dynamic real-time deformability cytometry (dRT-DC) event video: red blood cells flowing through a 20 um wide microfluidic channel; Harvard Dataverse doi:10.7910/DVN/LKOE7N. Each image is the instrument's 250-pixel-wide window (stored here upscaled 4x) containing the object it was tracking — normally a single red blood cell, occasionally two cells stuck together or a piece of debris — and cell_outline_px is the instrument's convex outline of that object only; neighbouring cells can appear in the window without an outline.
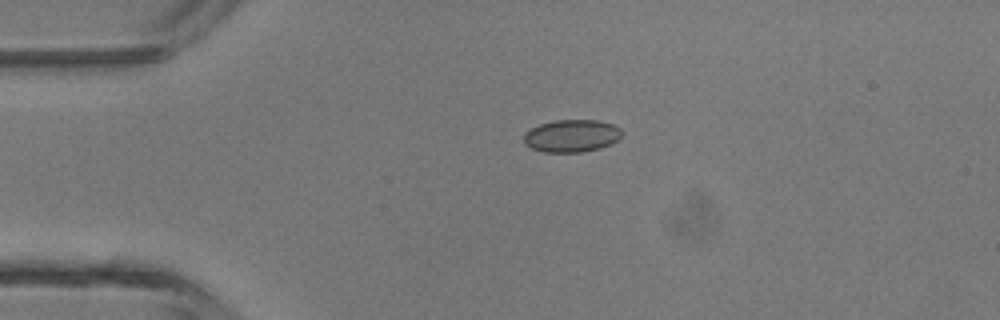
{"species": "common noctule bat (a hibernating species)", "species_latin": "Nyctalus noctula", "temperature_condition": "room temperature", "stored_images_in_passage": 4, "camera_frame_rate_fps": 3000, "um_per_image_px": 0.085, "animal": {"sex": "male", "body_mass_g": 13.3}, "frame": {"image": 1, "passage_image": 3, "time_ms": 2.333, "image_size_px": [1000, 320], "cell_outline_px": [[624, 132], [612, 144], [600, 148], [580, 152], [544, 152], [532, 148], [524, 144], [524, 136], [532, 128], [540, 124], [556, 120], [596, 120], [612, 124], [620, 128]], "centroid_in_image_um": [48.61, 11.55], "position_along_channel_um": 36.4, "area_um2": 18.44}}